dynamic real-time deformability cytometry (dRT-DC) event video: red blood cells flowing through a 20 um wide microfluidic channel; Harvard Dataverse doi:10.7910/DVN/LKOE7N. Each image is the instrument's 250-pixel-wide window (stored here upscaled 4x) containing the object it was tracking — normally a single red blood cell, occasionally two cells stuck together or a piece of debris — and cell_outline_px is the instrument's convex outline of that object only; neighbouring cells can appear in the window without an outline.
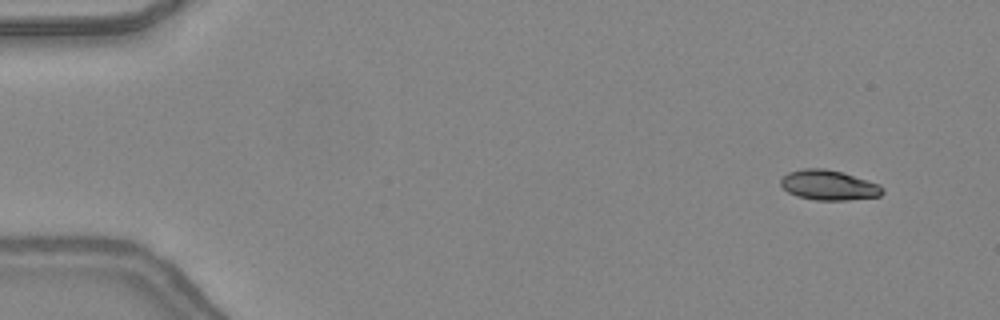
{"species": "common noctule bat (a hibernating species)", "species_latin": "Nyctalus noctula", "temperature_condition": "warm", "stored_images_in_passage": 48, "camera_frame_rate_fps": 3000, "um_per_image_px": 0.085, "animal": {"sex": "female", "body_mass_g": 24.6, "forearm_length_mm": 56.2}, "frame": {"image": 1, "passage_image": 4, "time_ms": 1.0, "image_size_px": [1000, 320], "cell_outline_px": [[884, 192], [880, 196], [848, 200], [816, 200], [796, 196], [788, 192], [780, 184], [780, 180], [788, 172], [804, 168], [824, 168], [840, 172], [880, 184], [884, 188]], "centroid_in_image_um": [70.44, 15.74], "position_along_channel_um": 14.6, "area_um2": 17.74}}
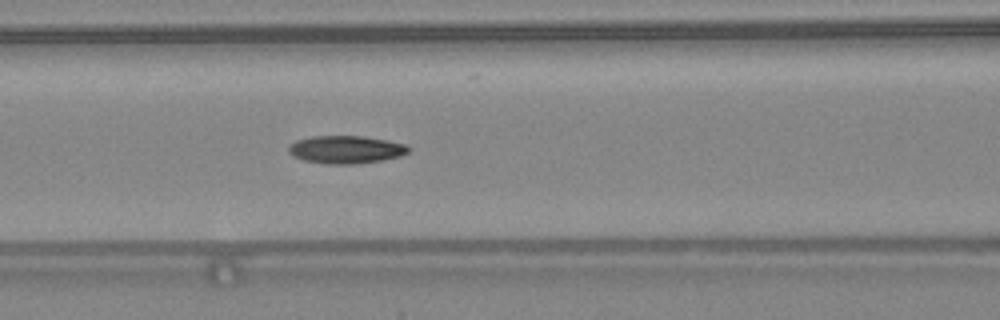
{"frame": {"image": 2, "passage_image": 21, "time_ms": 6.667, "image_size_px": [1000, 320], "cell_outline_px": [[412, 148], [408, 152], [400, 156], [380, 160], [356, 164], [328, 164], [304, 160], [292, 156], [288, 152], [288, 148], [296, 140], [312, 136], [364, 136], [388, 140], [408, 144]], "centroid_in_image_um": [29.43, 12.7], "position_along_channel_um": 137.2, "area_um2": 19.54}}
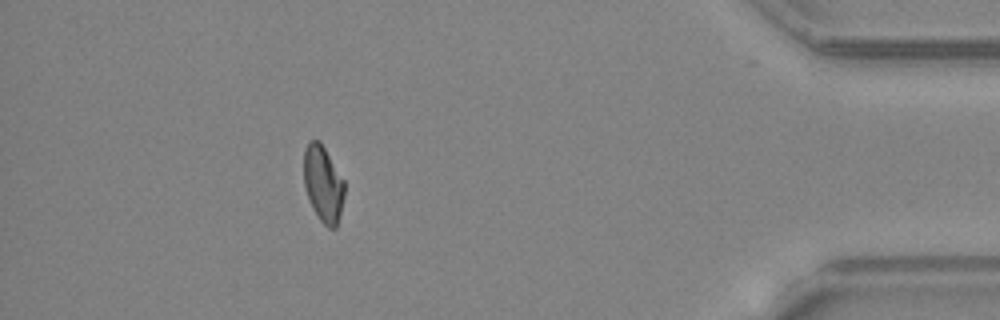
{"frame": {"image": 3, "passage_image": 43, "time_ms": 14.0, "image_size_px": [1000, 320], "cell_outline_px": [[344, 196], [336, 228], [328, 228], [320, 220], [312, 208], [308, 200], [304, 184], [304, 148], [308, 140], [320, 140], [344, 180]], "centroid_in_image_um": [27.45, 15.6], "position_along_channel_um": 407.8, "area_um2": 18.15}, "authors_computed_cell_mechanics": {"area_um2": 18.5249, "velocity_mm_per_s": 4.388, "shape_relaxation_time_tau1_ms": null, "shape_relaxation_time_tau2_ms": 2.8649, "deformation_change_tau1": null, "deformation_change_tau2": 0.0886}}